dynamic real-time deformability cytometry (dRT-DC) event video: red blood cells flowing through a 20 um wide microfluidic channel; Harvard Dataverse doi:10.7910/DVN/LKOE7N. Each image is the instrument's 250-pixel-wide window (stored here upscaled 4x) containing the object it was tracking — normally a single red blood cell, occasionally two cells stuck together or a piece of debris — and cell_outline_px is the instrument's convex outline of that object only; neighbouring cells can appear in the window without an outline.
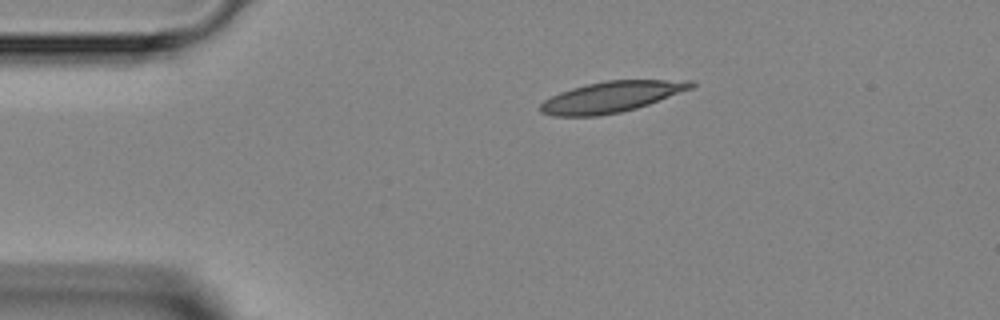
{"species": "Egyptian fruit bat (a non-hibernating species)", "species_latin": "Rousettus aegyptiacus", "temperature_condition": "room temperature", "stored_images_in_passage": 2, "camera_frame_rate_fps": 3000, "um_per_image_px": 0.085, "animal": {"sex": "female"}, "frame": {"image": 1, "passage_image": 2, "time_ms": 1.333, "image_size_px": [1000, 320], "cell_outline_px": [[696, 84], [692, 88], [648, 104], [636, 108], [620, 112], [596, 116], [552, 116], [540, 112], [540, 104], [544, 100], [560, 92], [572, 88], [588, 84], [608, 80], [692, 80]], "centroid_in_image_um": [51.95, 8.23], "position_along_channel_um": 33.0, "area_um2": 26.88}}